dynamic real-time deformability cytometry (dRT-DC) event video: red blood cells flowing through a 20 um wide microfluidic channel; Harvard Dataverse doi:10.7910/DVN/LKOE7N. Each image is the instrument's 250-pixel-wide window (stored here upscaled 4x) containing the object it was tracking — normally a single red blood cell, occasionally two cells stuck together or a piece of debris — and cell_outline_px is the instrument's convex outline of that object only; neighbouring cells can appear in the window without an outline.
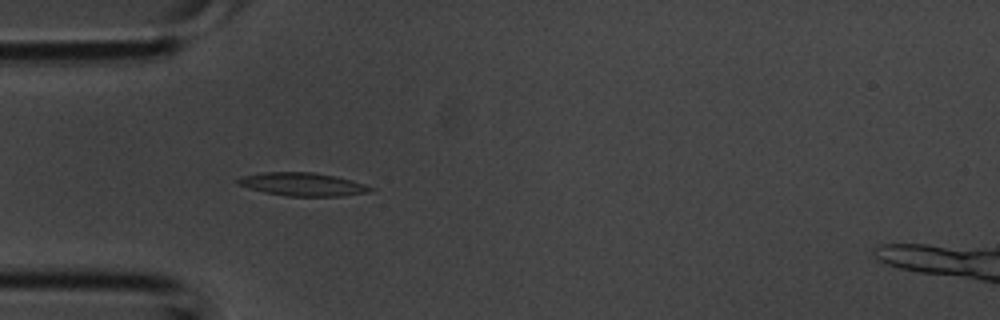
{"species": "common noctule bat (a hibernating species)", "species_latin": "Nyctalus noctula", "temperature_condition": "room temperature", "stored_images_in_passage": 37, "camera_frame_rate_fps": 3000, "um_per_image_px": 0.085, "animal": {"sex": "male", "body_mass_g": 20.1, "forearm_length_mm": 53.5}, "frame": {"image": 1, "passage_image": 10, "time_ms": 3.0, "image_size_px": [1000, 320], "cell_outline_px": [[376, 188], [372, 192], [344, 196], [288, 196], [264, 192], [248, 188], [236, 184], [236, 180], [240, 176], [264, 172], [312, 172], [336, 176], [352, 180]], "centroid_in_image_um": [25.74, 15.67], "position_along_channel_um": 59.3, "area_um2": 18.15}}
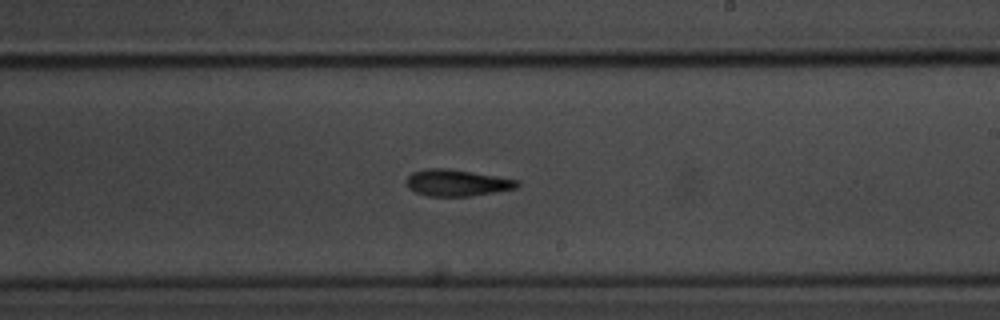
{"frame": {"image": 2, "passage_image": 21, "time_ms": 6.667, "image_size_px": [1000, 320], "cell_outline_px": [[520, 184], [516, 188], [496, 192], [468, 196], [428, 196], [416, 192], [408, 188], [408, 176], [412, 172], [428, 168], [444, 168], [472, 172], [520, 180]], "centroid_in_image_um": [38.86, 15.54], "position_along_channel_um": 250.1, "area_um2": 16.99}}
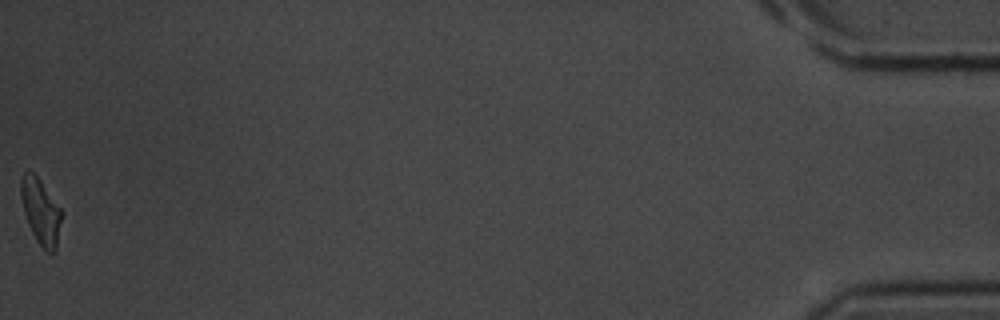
{"frame": {"image": 3, "passage_image": 37, "time_ms": 12.0, "image_size_px": [1000, 320], "cell_outline_px": [[60, 220], [56, 252], [52, 256], [36, 240], [28, 224], [24, 212], [20, 196], [20, 180], [24, 172], [28, 168], [40, 180], [60, 208]], "centroid_in_image_um": [3.42, 17.96], "position_along_channel_um": 431.8, "area_um2": 15.32}}